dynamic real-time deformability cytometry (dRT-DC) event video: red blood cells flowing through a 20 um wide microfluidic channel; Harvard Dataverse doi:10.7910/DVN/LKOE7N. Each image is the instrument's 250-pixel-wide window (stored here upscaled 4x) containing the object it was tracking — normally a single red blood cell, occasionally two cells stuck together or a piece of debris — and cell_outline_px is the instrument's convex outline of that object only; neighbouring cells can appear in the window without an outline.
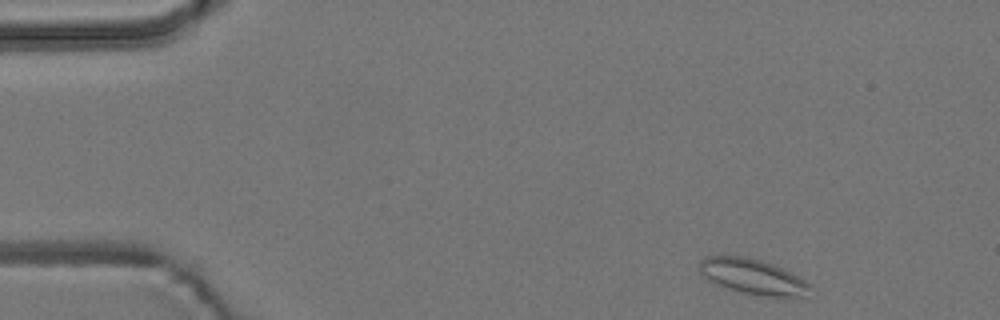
{"species": "common noctule bat (a hibernating species)", "species_latin": "Nyctalus noctula", "temperature_condition": "room temperature", "stored_images_in_passage": 3, "camera_frame_rate_fps": 3000, "um_per_image_px": 0.085, "animal": {"sex": "male", "body_mass_g": 19.2, "forearm_length_mm": 51.8}, "frame": {"image": 1, "passage_image": 1, "time_ms": 0.0, "image_size_px": [1000, 320], "cell_outline_px": [[812, 288], [804, 296], [764, 296], [740, 292], [716, 284], [704, 276], [700, 272], [700, 260], [704, 256], [744, 256], [760, 260], [784, 268], [792, 272], [812, 284]], "centroid_in_image_um": [64.01, 23.5], "position_along_channel_um": 21.0, "area_um2": 22.72}}